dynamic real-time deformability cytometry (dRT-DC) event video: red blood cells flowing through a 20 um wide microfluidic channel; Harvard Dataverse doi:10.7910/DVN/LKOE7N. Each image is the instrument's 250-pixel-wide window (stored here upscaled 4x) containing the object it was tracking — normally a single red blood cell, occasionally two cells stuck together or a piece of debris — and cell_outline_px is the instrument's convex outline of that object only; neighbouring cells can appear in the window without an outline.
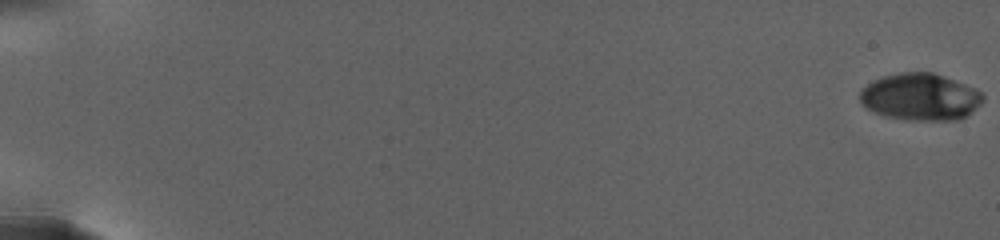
{"species": "human", "species_latin": "Homo sapiens", "temperature_condition": "warm", "stored_images_in_passage": 36, "camera_frame_rate_fps": 3000, "um_per_image_px": 0.085, "donor": {"sex": "female"}, "frame": {"image": 1, "passage_image": 1, "time_ms": 0.0, "image_size_px": [1000, 240], "cell_outline_px": [[984, 96], [980, 104], [964, 116], [956, 120], [916, 120], [884, 116], [868, 108], [860, 100], [860, 92], [872, 80], [884, 76], [900, 72], [932, 72], [944, 76], [964, 84], [980, 92]], "centroid_in_image_um": [78.21, 8.22], "position_along_channel_um": 6.8, "area_um2": 33.06}}
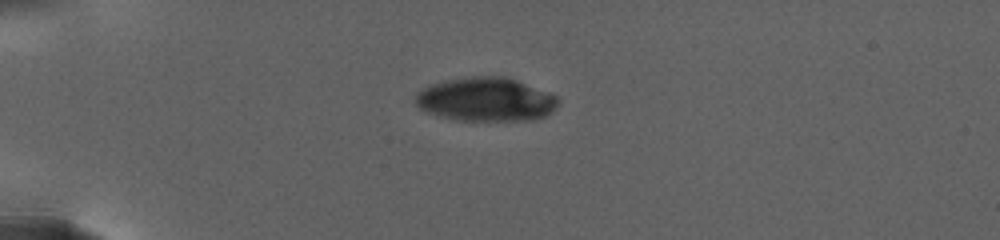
{"frame": {"image": 2, "passage_image": 17, "time_ms": 8.0, "image_size_px": [1000, 240], "cell_outline_px": [[556, 104], [544, 116], [532, 120], [460, 120], [436, 116], [420, 108], [416, 104], [416, 96], [424, 88], [432, 84], [448, 80], [472, 76], [504, 76], [516, 80], [548, 92], [556, 96]], "centroid_in_image_um": [41.27, 8.45], "position_along_channel_um": 43.7, "area_um2": 35.72}}
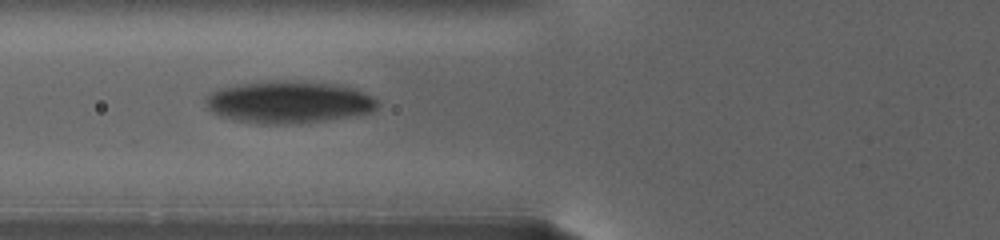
{"frame": {"image": 3, "passage_image": 35, "time_ms": 12.0, "image_size_px": [1000, 240], "cell_outline_px": [[376, 108], [372, 112], [360, 116], [308, 124], [256, 124], [236, 120], [220, 116], [212, 112], [208, 108], [208, 96], [212, 92], [220, 88], [244, 84], [272, 80], [284, 80], [340, 84], [352, 88], [376, 100]], "centroid_in_image_um": [24.6, 8.71], "position_along_channel_um": 101.2, "area_um2": 42.48}}